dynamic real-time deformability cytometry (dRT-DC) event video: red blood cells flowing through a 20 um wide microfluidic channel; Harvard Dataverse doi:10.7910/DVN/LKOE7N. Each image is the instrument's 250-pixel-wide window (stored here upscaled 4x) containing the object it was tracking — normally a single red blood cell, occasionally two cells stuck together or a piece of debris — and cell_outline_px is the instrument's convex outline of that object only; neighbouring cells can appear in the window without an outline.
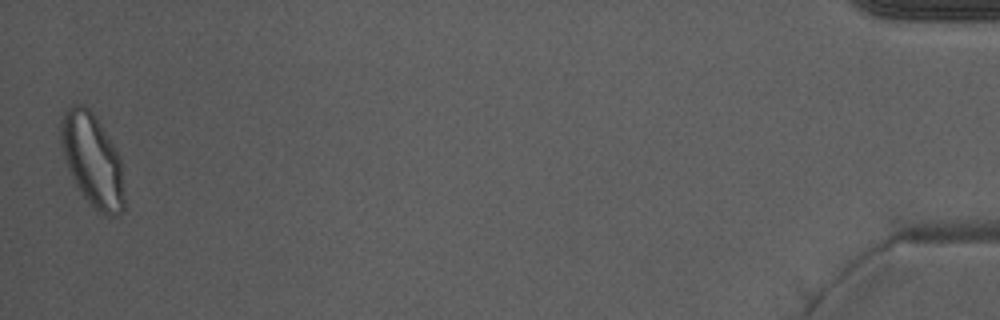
{"species": "Egyptian fruit bat (a non-hibernating species)", "species_latin": "Rousettus aegyptiacus", "temperature_condition": "warm", "stored_images_in_passage": 51, "camera_frame_rate_fps": 3000, "um_per_image_px": 0.085, "animal": {"sex": "male"}, "frame": {"image": 1, "passage_image": 51, "time_ms": 16.667, "image_size_px": [1000, 320], "cell_outline_px": [[124, 212], [120, 216], [108, 216], [100, 212], [88, 204], [80, 192], [64, 160], [60, 144], [60, 120], [64, 112], [68, 108], [76, 104], [84, 104], [92, 112], [116, 148], [120, 160], [124, 196]], "centroid_in_image_um": [7.84, 13.63], "position_along_channel_um": 427.4, "area_um2": 34.45}}